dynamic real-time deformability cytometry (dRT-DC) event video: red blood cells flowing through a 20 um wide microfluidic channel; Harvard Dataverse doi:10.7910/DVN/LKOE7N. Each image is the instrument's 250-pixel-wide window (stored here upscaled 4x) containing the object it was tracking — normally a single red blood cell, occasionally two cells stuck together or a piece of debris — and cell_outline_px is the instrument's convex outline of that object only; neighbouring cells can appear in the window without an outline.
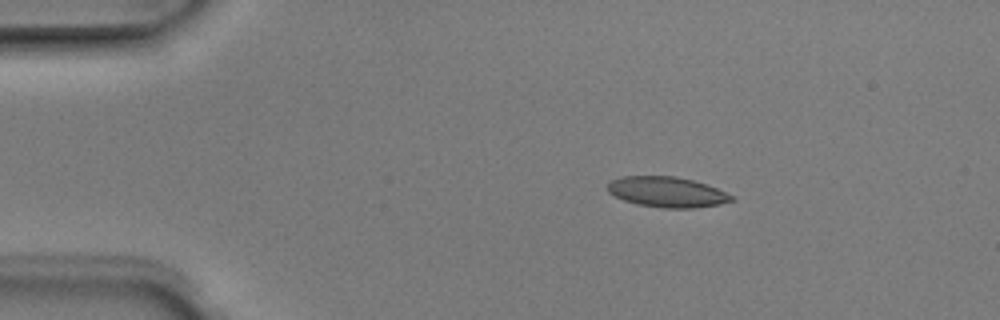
{"species": "Egyptian fruit bat (a non-hibernating species)", "species_latin": "Rousettus aegyptiacus", "temperature_condition": "room temperature", "stored_images_in_passage": 4, "camera_frame_rate_fps": 3000, "um_per_image_px": 0.085, "animal": {"sex": "male"}, "frame": {"image": 1, "passage_image": 2, "time_ms": 0.333, "image_size_px": [1000, 320], "cell_outline_px": [[736, 200], [720, 204], [696, 208], [664, 208], [636, 204], [624, 200], [608, 192], [608, 184], [612, 180], [620, 176], [676, 176], [692, 180], [716, 188], [736, 196]], "centroid_in_image_um": [56.73, 16.33], "position_along_channel_um": 28.3, "area_um2": 22.02}}